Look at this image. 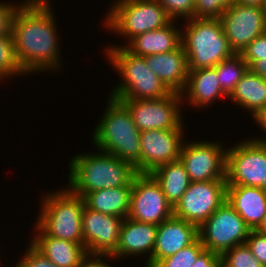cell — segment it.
Instances as JSON below:
<instances>
[{"instance_id":"cell-9","label":"cell","mask_w":266,"mask_h":267,"mask_svg":"<svg viewBox=\"0 0 266 267\" xmlns=\"http://www.w3.org/2000/svg\"><path fill=\"white\" fill-rule=\"evenodd\" d=\"M251 229L226 200L198 227V239L206 250L221 255L243 244Z\"/></svg>"},{"instance_id":"cell-35","label":"cell","mask_w":266,"mask_h":267,"mask_svg":"<svg viewBox=\"0 0 266 267\" xmlns=\"http://www.w3.org/2000/svg\"><path fill=\"white\" fill-rule=\"evenodd\" d=\"M245 243L252 254L266 267V234L251 230Z\"/></svg>"},{"instance_id":"cell-12","label":"cell","mask_w":266,"mask_h":267,"mask_svg":"<svg viewBox=\"0 0 266 267\" xmlns=\"http://www.w3.org/2000/svg\"><path fill=\"white\" fill-rule=\"evenodd\" d=\"M208 140L183 143L180 161L191 182L226 180V148ZM225 148V149H224Z\"/></svg>"},{"instance_id":"cell-13","label":"cell","mask_w":266,"mask_h":267,"mask_svg":"<svg viewBox=\"0 0 266 267\" xmlns=\"http://www.w3.org/2000/svg\"><path fill=\"white\" fill-rule=\"evenodd\" d=\"M174 215L160 184L151 174H137L132 181V193L128 218L159 225Z\"/></svg>"},{"instance_id":"cell-39","label":"cell","mask_w":266,"mask_h":267,"mask_svg":"<svg viewBox=\"0 0 266 267\" xmlns=\"http://www.w3.org/2000/svg\"><path fill=\"white\" fill-rule=\"evenodd\" d=\"M248 69L266 80V59L254 60Z\"/></svg>"},{"instance_id":"cell-16","label":"cell","mask_w":266,"mask_h":267,"mask_svg":"<svg viewBox=\"0 0 266 267\" xmlns=\"http://www.w3.org/2000/svg\"><path fill=\"white\" fill-rule=\"evenodd\" d=\"M124 218L88 208L82 214L83 242L87 254L111 255L118 245Z\"/></svg>"},{"instance_id":"cell-30","label":"cell","mask_w":266,"mask_h":267,"mask_svg":"<svg viewBox=\"0 0 266 267\" xmlns=\"http://www.w3.org/2000/svg\"><path fill=\"white\" fill-rule=\"evenodd\" d=\"M204 249L201 241L197 239L190 246L161 259L154 267H191Z\"/></svg>"},{"instance_id":"cell-34","label":"cell","mask_w":266,"mask_h":267,"mask_svg":"<svg viewBox=\"0 0 266 267\" xmlns=\"http://www.w3.org/2000/svg\"><path fill=\"white\" fill-rule=\"evenodd\" d=\"M241 55L248 66L254 60L266 59V33L258 36L248 44L241 52Z\"/></svg>"},{"instance_id":"cell-8","label":"cell","mask_w":266,"mask_h":267,"mask_svg":"<svg viewBox=\"0 0 266 267\" xmlns=\"http://www.w3.org/2000/svg\"><path fill=\"white\" fill-rule=\"evenodd\" d=\"M226 149L227 186H266V138H246Z\"/></svg>"},{"instance_id":"cell-10","label":"cell","mask_w":266,"mask_h":267,"mask_svg":"<svg viewBox=\"0 0 266 267\" xmlns=\"http://www.w3.org/2000/svg\"><path fill=\"white\" fill-rule=\"evenodd\" d=\"M120 101L128 108L140 131L184 129V118L181 114V104H184L181 102L183 99L180 93L171 92L160 99Z\"/></svg>"},{"instance_id":"cell-36","label":"cell","mask_w":266,"mask_h":267,"mask_svg":"<svg viewBox=\"0 0 266 267\" xmlns=\"http://www.w3.org/2000/svg\"><path fill=\"white\" fill-rule=\"evenodd\" d=\"M20 4L0 2V36L11 33L12 17Z\"/></svg>"},{"instance_id":"cell-33","label":"cell","mask_w":266,"mask_h":267,"mask_svg":"<svg viewBox=\"0 0 266 267\" xmlns=\"http://www.w3.org/2000/svg\"><path fill=\"white\" fill-rule=\"evenodd\" d=\"M13 267H57L40 253L30 242L22 259Z\"/></svg>"},{"instance_id":"cell-1","label":"cell","mask_w":266,"mask_h":267,"mask_svg":"<svg viewBox=\"0 0 266 267\" xmlns=\"http://www.w3.org/2000/svg\"><path fill=\"white\" fill-rule=\"evenodd\" d=\"M51 5L50 0H25L12 17L16 55L27 74L54 73L62 67L57 20Z\"/></svg>"},{"instance_id":"cell-11","label":"cell","mask_w":266,"mask_h":267,"mask_svg":"<svg viewBox=\"0 0 266 267\" xmlns=\"http://www.w3.org/2000/svg\"><path fill=\"white\" fill-rule=\"evenodd\" d=\"M226 199V180L191 182L175 205L174 216L199 227Z\"/></svg>"},{"instance_id":"cell-42","label":"cell","mask_w":266,"mask_h":267,"mask_svg":"<svg viewBox=\"0 0 266 267\" xmlns=\"http://www.w3.org/2000/svg\"><path fill=\"white\" fill-rule=\"evenodd\" d=\"M256 230L260 233L266 234V215L263 217L261 224Z\"/></svg>"},{"instance_id":"cell-22","label":"cell","mask_w":266,"mask_h":267,"mask_svg":"<svg viewBox=\"0 0 266 267\" xmlns=\"http://www.w3.org/2000/svg\"><path fill=\"white\" fill-rule=\"evenodd\" d=\"M171 20L162 28L139 34L124 46L137 56H148L174 51L181 46V29ZM176 26V27H175ZM126 45V46H125Z\"/></svg>"},{"instance_id":"cell-40","label":"cell","mask_w":266,"mask_h":267,"mask_svg":"<svg viewBox=\"0 0 266 267\" xmlns=\"http://www.w3.org/2000/svg\"><path fill=\"white\" fill-rule=\"evenodd\" d=\"M252 117L255 119V123L264 131L263 133L266 134V105L260 108Z\"/></svg>"},{"instance_id":"cell-17","label":"cell","mask_w":266,"mask_h":267,"mask_svg":"<svg viewBox=\"0 0 266 267\" xmlns=\"http://www.w3.org/2000/svg\"><path fill=\"white\" fill-rule=\"evenodd\" d=\"M158 225L139 222L131 218L123 220L116 250L111 254L114 259L129 256H147L146 267H152V253L156 242Z\"/></svg>"},{"instance_id":"cell-31","label":"cell","mask_w":266,"mask_h":267,"mask_svg":"<svg viewBox=\"0 0 266 267\" xmlns=\"http://www.w3.org/2000/svg\"><path fill=\"white\" fill-rule=\"evenodd\" d=\"M235 0H195L194 18H220Z\"/></svg>"},{"instance_id":"cell-4","label":"cell","mask_w":266,"mask_h":267,"mask_svg":"<svg viewBox=\"0 0 266 267\" xmlns=\"http://www.w3.org/2000/svg\"><path fill=\"white\" fill-rule=\"evenodd\" d=\"M110 65L121 75L120 83L108 96L118 100L160 99L171 93L149 69L143 56L129 52L124 46L111 45L105 50ZM122 81V82H121Z\"/></svg>"},{"instance_id":"cell-29","label":"cell","mask_w":266,"mask_h":267,"mask_svg":"<svg viewBox=\"0 0 266 267\" xmlns=\"http://www.w3.org/2000/svg\"><path fill=\"white\" fill-rule=\"evenodd\" d=\"M220 267H264L246 243L239 244L220 255Z\"/></svg>"},{"instance_id":"cell-3","label":"cell","mask_w":266,"mask_h":267,"mask_svg":"<svg viewBox=\"0 0 266 267\" xmlns=\"http://www.w3.org/2000/svg\"><path fill=\"white\" fill-rule=\"evenodd\" d=\"M103 117L92 134L93 144L99 150L131 163L141 170L140 130L134 124L128 108L118 99L107 97Z\"/></svg>"},{"instance_id":"cell-24","label":"cell","mask_w":266,"mask_h":267,"mask_svg":"<svg viewBox=\"0 0 266 267\" xmlns=\"http://www.w3.org/2000/svg\"><path fill=\"white\" fill-rule=\"evenodd\" d=\"M132 186L99 189L87 193L85 205L97 212L127 218L130 211Z\"/></svg>"},{"instance_id":"cell-20","label":"cell","mask_w":266,"mask_h":267,"mask_svg":"<svg viewBox=\"0 0 266 267\" xmlns=\"http://www.w3.org/2000/svg\"><path fill=\"white\" fill-rule=\"evenodd\" d=\"M37 234L29 242L57 267H79L82 259L87 255L85 247L71 242L49 236L37 223Z\"/></svg>"},{"instance_id":"cell-21","label":"cell","mask_w":266,"mask_h":267,"mask_svg":"<svg viewBox=\"0 0 266 267\" xmlns=\"http://www.w3.org/2000/svg\"><path fill=\"white\" fill-rule=\"evenodd\" d=\"M181 96L182 102L186 101L191 106H195L194 109L196 107L204 108L205 106H211L220 97L225 99L226 96V99L228 98L220 87L214 67L189 70L187 83L181 92Z\"/></svg>"},{"instance_id":"cell-32","label":"cell","mask_w":266,"mask_h":267,"mask_svg":"<svg viewBox=\"0 0 266 267\" xmlns=\"http://www.w3.org/2000/svg\"><path fill=\"white\" fill-rule=\"evenodd\" d=\"M166 14L172 19L194 18L195 0H159Z\"/></svg>"},{"instance_id":"cell-18","label":"cell","mask_w":266,"mask_h":267,"mask_svg":"<svg viewBox=\"0 0 266 267\" xmlns=\"http://www.w3.org/2000/svg\"><path fill=\"white\" fill-rule=\"evenodd\" d=\"M198 239V227L176 216L158 225L156 242L152 253V267L161 259L175 254Z\"/></svg>"},{"instance_id":"cell-6","label":"cell","mask_w":266,"mask_h":267,"mask_svg":"<svg viewBox=\"0 0 266 267\" xmlns=\"http://www.w3.org/2000/svg\"><path fill=\"white\" fill-rule=\"evenodd\" d=\"M42 200L36 223L55 238L80 243L83 242L82 214L84 198L75 195L68 188L48 192Z\"/></svg>"},{"instance_id":"cell-28","label":"cell","mask_w":266,"mask_h":267,"mask_svg":"<svg viewBox=\"0 0 266 267\" xmlns=\"http://www.w3.org/2000/svg\"><path fill=\"white\" fill-rule=\"evenodd\" d=\"M26 76L17 55L12 33L0 36V81L11 76ZM7 76V77H6Z\"/></svg>"},{"instance_id":"cell-26","label":"cell","mask_w":266,"mask_h":267,"mask_svg":"<svg viewBox=\"0 0 266 267\" xmlns=\"http://www.w3.org/2000/svg\"><path fill=\"white\" fill-rule=\"evenodd\" d=\"M151 175L160 184L165 197L173 208L191 183L180 159L159 166Z\"/></svg>"},{"instance_id":"cell-14","label":"cell","mask_w":266,"mask_h":267,"mask_svg":"<svg viewBox=\"0 0 266 267\" xmlns=\"http://www.w3.org/2000/svg\"><path fill=\"white\" fill-rule=\"evenodd\" d=\"M219 19L235 54H241L255 38L266 33L264 9L260 7L233 3Z\"/></svg>"},{"instance_id":"cell-15","label":"cell","mask_w":266,"mask_h":267,"mask_svg":"<svg viewBox=\"0 0 266 267\" xmlns=\"http://www.w3.org/2000/svg\"><path fill=\"white\" fill-rule=\"evenodd\" d=\"M185 129L144 130L140 132L141 170L151 174L159 166L179 159Z\"/></svg>"},{"instance_id":"cell-23","label":"cell","mask_w":266,"mask_h":267,"mask_svg":"<svg viewBox=\"0 0 266 267\" xmlns=\"http://www.w3.org/2000/svg\"><path fill=\"white\" fill-rule=\"evenodd\" d=\"M251 230H256L266 215L264 188L227 186V199Z\"/></svg>"},{"instance_id":"cell-2","label":"cell","mask_w":266,"mask_h":267,"mask_svg":"<svg viewBox=\"0 0 266 267\" xmlns=\"http://www.w3.org/2000/svg\"><path fill=\"white\" fill-rule=\"evenodd\" d=\"M68 174L67 188L83 198L99 189L132 186L138 172L131 163L98 149L71 158Z\"/></svg>"},{"instance_id":"cell-7","label":"cell","mask_w":266,"mask_h":267,"mask_svg":"<svg viewBox=\"0 0 266 267\" xmlns=\"http://www.w3.org/2000/svg\"><path fill=\"white\" fill-rule=\"evenodd\" d=\"M111 5L103 26L125 37L127 43L135 36L162 28L172 20L159 0H116Z\"/></svg>"},{"instance_id":"cell-27","label":"cell","mask_w":266,"mask_h":267,"mask_svg":"<svg viewBox=\"0 0 266 267\" xmlns=\"http://www.w3.org/2000/svg\"><path fill=\"white\" fill-rule=\"evenodd\" d=\"M214 68L216 69V75L222 91L229 96L234 90L235 85L248 70V64L244 61L241 54H234L228 59L221 61Z\"/></svg>"},{"instance_id":"cell-43","label":"cell","mask_w":266,"mask_h":267,"mask_svg":"<svg viewBox=\"0 0 266 267\" xmlns=\"http://www.w3.org/2000/svg\"><path fill=\"white\" fill-rule=\"evenodd\" d=\"M263 9H264V15H265V21H266V1H265Z\"/></svg>"},{"instance_id":"cell-25","label":"cell","mask_w":266,"mask_h":267,"mask_svg":"<svg viewBox=\"0 0 266 267\" xmlns=\"http://www.w3.org/2000/svg\"><path fill=\"white\" fill-rule=\"evenodd\" d=\"M228 99L249 111L252 116L266 105V80L248 69Z\"/></svg>"},{"instance_id":"cell-38","label":"cell","mask_w":266,"mask_h":267,"mask_svg":"<svg viewBox=\"0 0 266 267\" xmlns=\"http://www.w3.org/2000/svg\"><path fill=\"white\" fill-rule=\"evenodd\" d=\"M111 258L114 257L111 255H100V254H87L81 261L79 267H111L107 262L105 258ZM104 260H103V259ZM102 259V260H101Z\"/></svg>"},{"instance_id":"cell-5","label":"cell","mask_w":266,"mask_h":267,"mask_svg":"<svg viewBox=\"0 0 266 267\" xmlns=\"http://www.w3.org/2000/svg\"><path fill=\"white\" fill-rule=\"evenodd\" d=\"M181 31L189 70L213 68L235 53L218 18H190Z\"/></svg>"},{"instance_id":"cell-37","label":"cell","mask_w":266,"mask_h":267,"mask_svg":"<svg viewBox=\"0 0 266 267\" xmlns=\"http://www.w3.org/2000/svg\"><path fill=\"white\" fill-rule=\"evenodd\" d=\"M191 267H220V255L204 249Z\"/></svg>"},{"instance_id":"cell-19","label":"cell","mask_w":266,"mask_h":267,"mask_svg":"<svg viewBox=\"0 0 266 267\" xmlns=\"http://www.w3.org/2000/svg\"><path fill=\"white\" fill-rule=\"evenodd\" d=\"M143 57L149 69L171 92L181 94L189 75L188 58L182 45L174 51Z\"/></svg>"},{"instance_id":"cell-41","label":"cell","mask_w":266,"mask_h":267,"mask_svg":"<svg viewBox=\"0 0 266 267\" xmlns=\"http://www.w3.org/2000/svg\"><path fill=\"white\" fill-rule=\"evenodd\" d=\"M266 0H235V3L244 6H256L263 8Z\"/></svg>"}]
</instances>
